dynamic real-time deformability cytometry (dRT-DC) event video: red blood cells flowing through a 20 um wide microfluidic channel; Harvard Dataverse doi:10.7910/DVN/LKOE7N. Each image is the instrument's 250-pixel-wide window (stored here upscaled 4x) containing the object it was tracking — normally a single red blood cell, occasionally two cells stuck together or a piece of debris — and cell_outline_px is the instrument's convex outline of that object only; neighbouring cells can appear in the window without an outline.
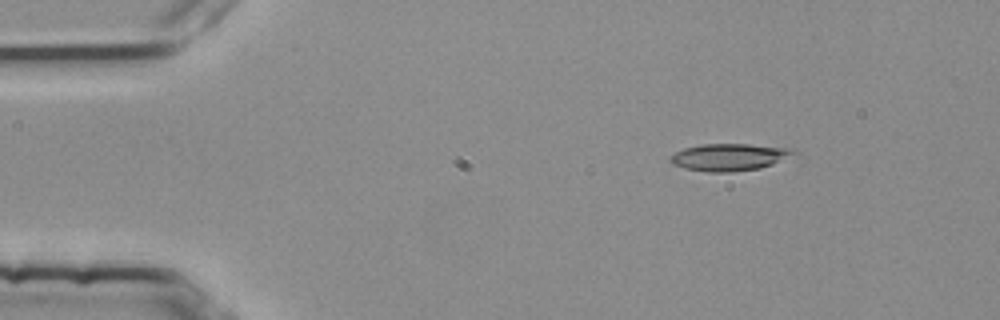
{"species": "common noctule bat (a hibernating species)", "species_latin": "Nyctalus noctula", "temperature_condition": "room temperature", "stored_images_in_passage": 4, "camera_frame_rate_fps": 3000, "um_per_image_px": 0.085, "animal": {"sex": "female", "body_mass_g": 25.1}, "frame": {"image": 1, "passage_image": 2, "time_ms": 0.333, "image_size_px": [1000, 320], "cell_outline_px": [[796, 152], [772, 164], [760, 168], [728, 172], [708, 172], [684, 168], [672, 164], [668, 160], [668, 156], [684, 148], [700, 144], [748, 144], [796, 148]], "centroid_in_image_um": [61.93, 13.35], "position_along_channel_um": 23.1, "area_um2": 19.48}}
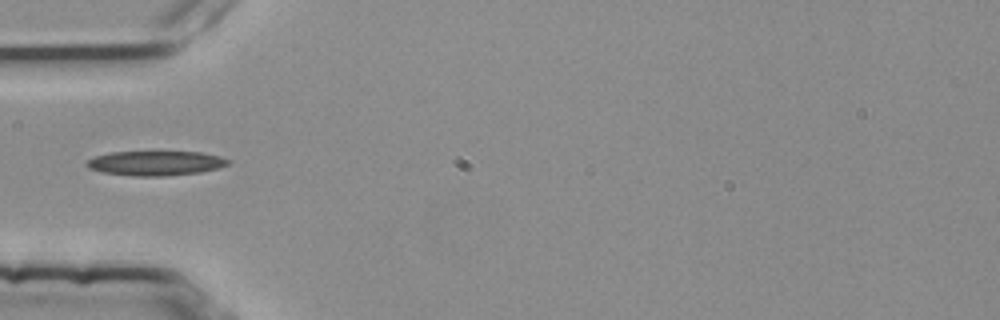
{"frame": {"image": 2, "passage_image": 4, "time_ms": 1.0, "image_size_px": [1000, 320], "cell_outline_px": [[228, 164], [216, 168], [200, 172], [160, 176], [136, 176], [100, 172], [88, 168], [84, 164], [88, 160], [96, 156], [112, 152], [200, 152], [220, 156], [228, 160]], "centroid_in_image_um": [13.17, 13.87], "position_along_channel_um": 71.8, "area_um2": 20.0}}